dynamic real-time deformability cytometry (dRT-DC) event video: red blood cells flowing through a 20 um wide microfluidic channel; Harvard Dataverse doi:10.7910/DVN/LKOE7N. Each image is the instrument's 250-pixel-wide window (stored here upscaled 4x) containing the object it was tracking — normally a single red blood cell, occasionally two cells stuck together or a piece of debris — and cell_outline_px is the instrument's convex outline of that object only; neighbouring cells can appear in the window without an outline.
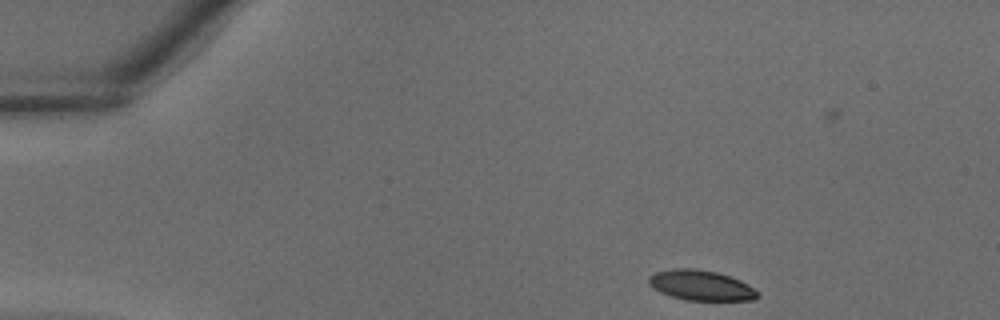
{"species": "common noctule bat (a hibernating species)", "species_latin": "Nyctalus noctula", "temperature_condition": "warm", "stored_images_in_passage": 34, "camera_frame_rate_fps": 3000, "um_per_image_px": 0.085, "animal": {"sex": "male", "body_mass_g": 18.8}, "frame": {"image": 1, "passage_image": 1, "time_ms": 0.0, "image_size_px": [1000, 320], "cell_outline_px": [[760, 296], [752, 300], [684, 300], [660, 292], [648, 284], [648, 276], [656, 272], [672, 268], [696, 268], [716, 272], [740, 280], [748, 284], [760, 292]], "centroid_in_image_um": [59.58, 24.25], "position_along_channel_um": 25.4, "area_um2": 19.25}}
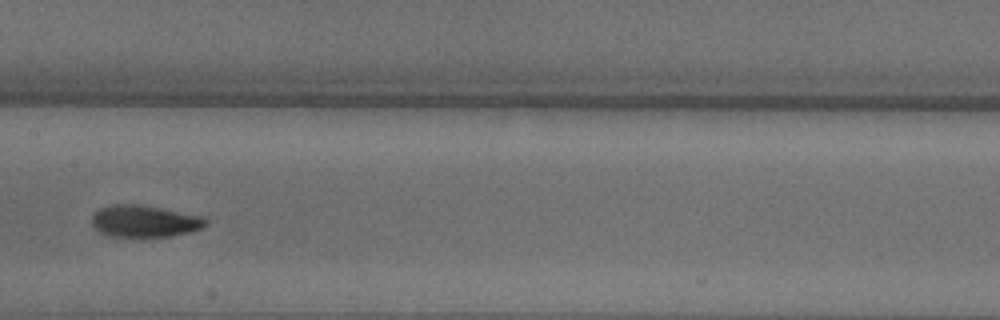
{"frame": {"image": 2, "passage_image": 15, "time_ms": 4.667, "image_size_px": [1000, 320], "cell_outline_px": [[208, 224], [192, 232], [172, 236], [140, 240], [108, 236], [100, 232], [92, 224], [92, 216], [100, 208], [112, 204], [136, 204], [160, 208], [200, 216], [208, 220]], "centroid_in_image_um": [12.27, 18.86], "position_along_channel_um": 195.1, "area_um2": 21.85}}
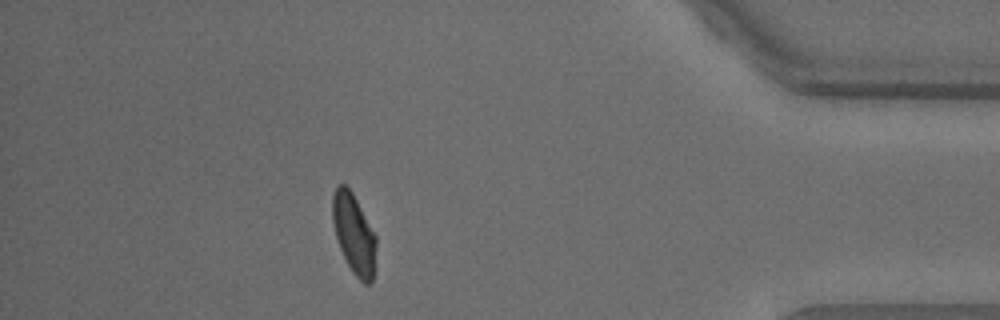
{"frame": {"image": 3, "passage_image": 29, "time_ms": 9.333, "image_size_px": [1000, 320], "cell_outline_px": [[376, 244], [372, 284], [364, 284], [352, 272], [340, 248], [336, 236], [332, 220], [332, 196], [336, 184], [344, 184], [352, 192], [376, 236]], "centroid_in_image_um": [30.07, 19.87], "position_along_channel_um": 405.1, "area_um2": 20.17}}